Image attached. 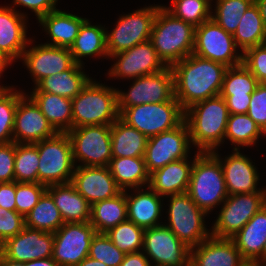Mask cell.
Instances as JSON below:
<instances>
[{"label":"cell","instance_id":"obj_1","mask_svg":"<svg viewBox=\"0 0 266 266\" xmlns=\"http://www.w3.org/2000/svg\"><path fill=\"white\" fill-rule=\"evenodd\" d=\"M227 68L195 54L171 66L174 94L181 107L186 110L196 102L220 95Z\"/></svg>","mask_w":266,"mask_h":266},{"label":"cell","instance_id":"obj_2","mask_svg":"<svg viewBox=\"0 0 266 266\" xmlns=\"http://www.w3.org/2000/svg\"><path fill=\"white\" fill-rule=\"evenodd\" d=\"M229 112L224 98L217 95L194 103L185 110L190 141L198 152H213L224 143Z\"/></svg>","mask_w":266,"mask_h":266},{"label":"cell","instance_id":"obj_3","mask_svg":"<svg viewBox=\"0 0 266 266\" xmlns=\"http://www.w3.org/2000/svg\"><path fill=\"white\" fill-rule=\"evenodd\" d=\"M195 27L174 17L164 5L155 16L150 41L167 67L193 54Z\"/></svg>","mask_w":266,"mask_h":266},{"label":"cell","instance_id":"obj_4","mask_svg":"<svg viewBox=\"0 0 266 266\" xmlns=\"http://www.w3.org/2000/svg\"><path fill=\"white\" fill-rule=\"evenodd\" d=\"M187 193L207 214L229 196L221 163L211 152L196 151Z\"/></svg>","mask_w":266,"mask_h":266},{"label":"cell","instance_id":"obj_5","mask_svg":"<svg viewBox=\"0 0 266 266\" xmlns=\"http://www.w3.org/2000/svg\"><path fill=\"white\" fill-rule=\"evenodd\" d=\"M119 118L117 90L93 80L72 99V128L112 125Z\"/></svg>","mask_w":266,"mask_h":266},{"label":"cell","instance_id":"obj_6","mask_svg":"<svg viewBox=\"0 0 266 266\" xmlns=\"http://www.w3.org/2000/svg\"><path fill=\"white\" fill-rule=\"evenodd\" d=\"M167 205L168 223H163L190 249L211 236L206 228L205 217L208 215L200 209L187 192L169 195Z\"/></svg>","mask_w":266,"mask_h":266},{"label":"cell","instance_id":"obj_7","mask_svg":"<svg viewBox=\"0 0 266 266\" xmlns=\"http://www.w3.org/2000/svg\"><path fill=\"white\" fill-rule=\"evenodd\" d=\"M119 117L147 138H151L179 126L184 121L185 110L177 100H169L122 108Z\"/></svg>","mask_w":266,"mask_h":266},{"label":"cell","instance_id":"obj_8","mask_svg":"<svg viewBox=\"0 0 266 266\" xmlns=\"http://www.w3.org/2000/svg\"><path fill=\"white\" fill-rule=\"evenodd\" d=\"M35 144L39 153L38 183L46 186L70 183L75 163L68 134L57 133Z\"/></svg>","mask_w":266,"mask_h":266},{"label":"cell","instance_id":"obj_9","mask_svg":"<svg viewBox=\"0 0 266 266\" xmlns=\"http://www.w3.org/2000/svg\"><path fill=\"white\" fill-rule=\"evenodd\" d=\"M161 6H146L119 16L114 29L106 31L108 58L150 40L153 22Z\"/></svg>","mask_w":266,"mask_h":266},{"label":"cell","instance_id":"obj_10","mask_svg":"<svg viewBox=\"0 0 266 266\" xmlns=\"http://www.w3.org/2000/svg\"><path fill=\"white\" fill-rule=\"evenodd\" d=\"M75 166H109L112 156L111 125H90L67 132ZM81 164L77 165L76 162Z\"/></svg>","mask_w":266,"mask_h":266},{"label":"cell","instance_id":"obj_11","mask_svg":"<svg viewBox=\"0 0 266 266\" xmlns=\"http://www.w3.org/2000/svg\"><path fill=\"white\" fill-rule=\"evenodd\" d=\"M264 205H266V192L229 195L222 203L210 229L211 235L216 238L231 239Z\"/></svg>","mask_w":266,"mask_h":266},{"label":"cell","instance_id":"obj_12","mask_svg":"<svg viewBox=\"0 0 266 266\" xmlns=\"http://www.w3.org/2000/svg\"><path fill=\"white\" fill-rule=\"evenodd\" d=\"M232 34L226 32L212 18L195 27L193 54L221 63L226 67L242 64V53Z\"/></svg>","mask_w":266,"mask_h":266},{"label":"cell","instance_id":"obj_13","mask_svg":"<svg viewBox=\"0 0 266 266\" xmlns=\"http://www.w3.org/2000/svg\"><path fill=\"white\" fill-rule=\"evenodd\" d=\"M127 92L117 90V109L129 108L145 103H162L176 100L174 77L171 67L159 72L138 77Z\"/></svg>","mask_w":266,"mask_h":266},{"label":"cell","instance_id":"obj_14","mask_svg":"<svg viewBox=\"0 0 266 266\" xmlns=\"http://www.w3.org/2000/svg\"><path fill=\"white\" fill-rule=\"evenodd\" d=\"M191 145L185 120L171 130L148 138L144 155L148 173L151 174L171 162L190 157Z\"/></svg>","mask_w":266,"mask_h":266},{"label":"cell","instance_id":"obj_15","mask_svg":"<svg viewBox=\"0 0 266 266\" xmlns=\"http://www.w3.org/2000/svg\"><path fill=\"white\" fill-rule=\"evenodd\" d=\"M97 232L90 222L64 223L54 234L52 258L59 266H76L88 255Z\"/></svg>","mask_w":266,"mask_h":266},{"label":"cell","instance_id":"obj_16","mask_svg":"<svg viewBox=\"0 0 266 266\" xmlns=\"http://www.w3.org/2000/svg\"><path fill=\"white\" fill-rule=\"evenodd\" d=\"M142 252L152 266H187L190 248L164 224L145 229Z\"/></svg>","mask_w":266,"mask_h":266},{"label":"cell","instance_id":"obj_17","mask_svg":"<svg viewBox=\"0 0 266 266\" xmlns=\"http://www.w3.org/2000/svg\"><path fill=\"white\" fill-rule=\"evenodd\" d=\"M115 60L108 71V77L116 79H136L167 68L159 58L157 51L150 40L137 44L131 49L111 55Z\"/></svg>","mask_w":266,"mask_h":266},{"label":"cell","instance_id":"obj_18","mask_svg":"<svg viewBox=\"0 0 266 266\" xmlns=\"http://www.w3.org/2000/svg\"><path fill=\"white\" fill-rule=\"evenodd\" d=\"M35 40L29 41L20 60L28 69L33 83L36 86L45 77L69 70L74 64L69 48L47 44L33 45Z\"/></svg>","mask_w":266,"mask_h":266},{"label":"cell","instance_id":"obj_19","mask_svg":"<svg viewBox=\"0 0 266 266\" xmlns=\"http://www.w3.org/2000/svg\"><path fill=\"white\" fill-rule=\"evenodd\" d=\"M54 234L24 227L17 235L0 245V253L16 262H28L52 257Z\"/></svg>","mask_w":266,"mask_h":266},{"label":"cell","instance_id":"obj_20","mask_svg":"<svg viewBox=\"0 0 266 266\" xmlns=\"http://www.w3.org/2000/svg\"><path fill=\"white\" fill-rule=\"evenodd\" d=\"M58 132L42 114L35 102L25 93L15 112L13 141L35 144L55 136Z\"/></svg>","mask_w":266,"mask_h":266},{"label":"cell","instance_id":"obj_21","mask_svg":"<svg viewBox=\"0 0 266 266\" xmlns=\"http://www.w3.org/2000/svg\"><path fill=\"white\" fill-rule=\"evenodd\" d=\"M221 163L228 195L240 193L266 192V188H259L260 175L251 158L242 154L240 150H233L232 154L222 159L218 150L211 152Z\"/></svg>","mask_w":266,"mask_h":266},{"label":"cell","instance_id":"obj_22","mask_svg":"<svg viewBox=\"0 0 266 266\" xmlns=\"http://www.w3.org/2000/svg\"><path fill=\"white\" fill-rule=\"evenodd\" d=\"M70 183L90 205L113 198L122 191L108 166H75Z\"/></svg>","mask_w":266,"mask_h":266},{"label":"cell","instance_id":"obj_23","mask_svg":"<svg viewBox=\"0 0 266 266\" xmlns=\"http://www.w3.org/2000/svg\"><path fill=\"white\" fill-rule=\"evenodd\" d=\"M258 84L256 77L243 63L227 68L220 95L226 102L229 114H247L252 93Z\"/></svg>","mask_w":266,"mask_h":266},{"label":"cell","instance_id":"obj_24","mask_svg":"<svg viewBox=\"0 0 266 266\" xmlns=\"http://www.w3.org/2000/svg\"><path fill=\"white\" fill-rule=\"evenodd\" d=\"M28 16L10 6H0V51L13 63L20 60L31 38L27 37Z\"/></svg>","mask_w":266,"mask_h":266},{"label":"cell","instance_id":"obj_25","mask_svg":"<svg viewBox=\"0 0 266 266\" xmlns=\"http://www.w3.org/2000/svg\"><path fill=\"white\" fill-rule=\"evenodd\" d=\"M245 259L232 239L212 235L190 249L191 266H241Z\"/></svg>","mask_w":266,"mask_h":266},{"label":"cell","instance_id":"obj_26","mask_svg":"<svg viewBox=\"0 0 266 266\" xmlns=\"http://www.w3.org/2000/svg\"><path fill=\"white\" fill-rule=\"evenodd\" d=\"M135 193H128V191ZM126 190L127 217L137 226L148 229L162 225L160 221L162 215V196L158 195L149 186ZM133 194V195H132Z\"/></svg>","mask_w":266,"mask_h":266},{"label":"cell","instance_id":"obj_27","mask_svg":"<svg viewBox=\"0 0 266 266\" xmlns=\"http://www.w3.org/2000/svg\"><path fill=\"white\" fill-rule=\"evenodd\" d=\"M180 159L150 174L149 187L162 198L187 192L194 158Z\"/></svg>","mask_w":266,"mask_h":266},{"label":"cell","instance_id":"obj_28","mask_svg":"<svg viewBox=\"0 0 266 266\" xmlns=\"http://www.w3.org/2000/svg\"><path fill=\"white\" fill-rule=\"evenodd\" d=\"M86 19L60 9L42 16L38 22L51 39V42L44 44L70 48Z\"/></svg>","mask_w":266,"mask_h":266},{"label":"cell","instance_id":"obj_29","mask_svg":"<svg viewBox=\"0 0 266 266\" xmlns=\"http://www.w3.org/2000/svg\"><path fill=\"white\" fill-rule=\"evenodd\" d=\"M231 239L245 260L263 262V250L266 241V205Z\"/></svg>","mask_w":266,"mask_h":266},{"label":"cell","instance_id":"obj_30","mask_svg":"<svg viewBox=\"0 0 266 266\" xmlns=\"http://www.w3.org/2000/svg\"><path fill=\"white\" fill-rule=\"evenodd\" d=\"M46 191L52 196L64 223L89 222L91 205L71 183L52 184Z\"/></svg>","mask_w":266,"mask_h":266},{"label":"cell","instance_id":"obj_31","mask_svg":"<svg viewBox=\"0 0 266 266\" xmlns=\"http://www.w3.org/2000/svg\"><path fill=\"white\" fill-rule=\"evenodd\" d=\"M83 69V65L75 63L69 70L42 79L32 92H47L73 99L92 79Z\"/></svg>","mask_w":266,"mask_h":266},{"label":"cell","instance_id":"obj_32","mask_svg":"<svg viewBox=\"0 0 266 266\" xmlns=\"http://www.w3.org/2000/svg\"><path fill=\"white\" fill-rule=\"evenodd\" d=\"M107 28L102 25H93L86 19L80 27L79 33L69 48L74 62L84 65V57H104L108 58L106 47ZM82 58V59H81Z\"/></svg>","mask_w":266,"mask_h":266},{"label":"cell","instance_id":"obj_33","mask_svg":"<svg viewBox=\"0 0 266 266\" xmlns=\"http://www.w3.org/2000/svg\"><path fill=\"white\" fill-rule=\"evenodd\" d=\"M58 133L72 129V99L47 92L27 94Z\"/></svg>","mask_w":266,"mask_h":266},{"label":"cell","instance_id":"obj_34","mask_svg":"<svg viewBox=\"0 0 266 266\" xmlns=\"http://www.w3.org/2000/svg\"><path fill=\"white\" fill-rule=\"evenodd\" d=\"M108 167L122 191L146 188L149 185L150 174L144 157H112Z\"/></svg>","mask_w":266,"mask_h":266},{"label":"cell","instance_id":"obj_35","mask_svg":"<svg viewBox=\"0 0 266 266\" xmlns=\"http://www.w3.org/2000/svg\"><path fill=\"white\" fill-rule=\"evenodd\" d=\"M128 220L126 190L115 197L91 205L89 222L97 233H106Z\"/></svg>","mask_w":266,"mask_h":266},{"label":"cell","instance_id":"obj_36","mask_svg":"<svg viewBox=\"0 0 266 266\" xmlns=\"http://www.w3.org/2000/svg\"><path fill=\"white\" fill-rule=\"evenodd\" d=\"M148 138L120 117L111 125L113 157H144Z\"/></svg>","mask_w":266,"mask_h":266},{"label":"cell","instance_id":"obj_37","mask_svg":"<svg viewBox=\"0 0 266 266\" xmlns=\"http://www.w3.org/2000/svg\"><path fill=\"white\" fill-rule=\"evenodd\" d=\"M233 38L242 54L249 48L266 43V27L255 2L241 16Z\"/></svg>","mask_w":266,"mask_h":266},{"label":"cell","instance_id":"obj_38","mask_svg":"<svg viewBox=\"0 0 266 266\" xmlns=\"http://www.w3.org/2000/svg\"><path fill=\"white\" fill-rule=\"evenodd\" d=\"M63 224L64 221L60 211L47 191L43 193L38 203L25 216L26 227L45 232L55 233Z\"/></svg>","mask_w":266,"mask_h":266},{"label":"cell","instance_id":"obj_39","mask_svg":"<svg viewBox=\"0 0 266 266\" xmlns=\"http://www.w3.org/2000/svg\"><path fill=\"white\" fill-rule=\"evenodd\" d=\"M261 136L266 135L248 114H229L224 142L226 139L230 141L233 150H240V146H254Z\"/></svg>","mask_w":266,"mask_h":266},{"label":"cell","instance_id":"obj_40","mask_svg":"<svg viewBox=\"0 0 266 266\" xmlns=\"http://www.w3.org/2000/svg\"><path fill=\"white\" fill-rule=\"evenodd\" d=\"M39 153L36 144L15 143L14 176L19 183H38Z\"/></svg>","mask_w":266,"mask_h":266},{"label":"cell","instance_id":"obj_41","mask_svg":"<svg viewBox=\"0 0 266 266\" xmlns=\"http://www.w3.org/2000/svg\"><path fill=\"white\" fill-rule=\"evenodd\" d=\"M211 2L212 0H171V6L164 8L174 17L198 27L211 19Z\"/></svg>","mask_w":266,"mask_h":266},{"label":"cell","instance_id":"obj_42","mask_svg":"<svg viewBox=\"0 0 266 266\" xmlns=\"http://www.w3.org/2000/svg\"><path fill=\"white\" fill-rule=\"evenodd\" d=\"M254 0H216L211 18L229 34H234L241 16L246 12ZM214 13V14H213Z\"/></svg>","mask_w":266,"mask_h":266},{"label":"cell","instance_id":"obj_43","mask_svg":"<svg viewBox=\"0 0 266 266\" xmlns=\"http://www.w3.org/2000/svg\"><path fill=\"white\" fill-rule=\"evenodd\" d=\"M144 231L134 222L126 220L111 228L106 235L120 251L129 254L142 251Z\"/></svg>","mask_w":266,"mask_h":266},{"label":"cell","instance_id":"obj_44","mask_svg":"<svg viewBox=\"0 0 266 266\" xmlns=\"http://www.w3.org/2000/svg\"><path fill=\"white\" fill-rule=\"evenodd\" d=\"M14 86L8 87L0 95V144L13 141V128L18 100L25 94L16 90Z\"/></svg>","mask_w":266,"mask_h":266},{"label":"cell","instance_id":"obj_45","mask_svg":"<svg viewBox=\"0 0 266 266\" xmlns=\"http://www.w3.org/2000/svg\"><path fill=\"white\" fill-rule=\"evenodd\" d=\"M125 253L120 251L106 233H96L92 238L89 257L107 266H120Z\"/></svg>","mask_w":266,"mask_h":266},{"label":"cell","instance_id":"obj_46","mask_svg":"<svg viewBox=\"0 0 266 266\" xmlns=\"http://www.w3.org/2000/svg\"><path fill=\"white\" fill-rule=\"evenodd\" d=\"M46 189L47 186L41 183L16 182V211L25 217L38 203Z\"/></svg>","mask_w":266,"mask_h":266},{"label":"cell","instance_id":"obj_47","mask_svg":"<svg viewBox=\"0 0 266 266\" xmlns=\"http://www.w3.org/2000/svg\"><path fill=\"white\" fill-rule=\"evenodd\" d=\"M242 63L261 83L266 78V43L247 49Z\"/></svg>","mask_w":266,"mask_h":266},{"label":"cell","instance_id":"obj_48","mask_svg":"<svg viewBox=\"0 0 266 266\" xmlns=\"http://www.w3.org/2000/svg\"><path fill=\"white\" fill-rule=\"evenodd\" d=\"M25 227V217L17 211L0 207V245L19 234Z\"/></svg>","mask_w":266,"mask_h":266},{"label":"cell","instance_id":"obj_49","mask_svg":"<svg viewBox=\"0 0 266 266\" xmlns=\"http://www.w3.org/2000/svg\"><path fill=\"white\" fill-rule=\"evenodd\" d=\"M247 114L266 135V88L260 83L252 93Z\"/></svg>","mask_w":266,"mask_h":266},{"label":"cell","instance_id":"obj_50","mask_svg":"<svg viewBox=\"0 0 266 266\" xmlns=\"http://www.w3.org/2000/svg\"><path fill=\"white\" fill-rule=\"evenodd\" d=\"M15 142L0 144V183L15 181Z\"/></svg>","mask_w":266,"mask_h":266},{"label":"cell","instance_id":"obj_51","mask_svg":"<svg viewBox=\"0 0 266 266\" xmlns=\"http://www.w3.org/2000/svg\"><path fill=\"white\" fill-rule=\"evenodd\" d=\"M12 2L13 5L11 4L10 7L13 9L19 6L25 7L34 12L37 20H39L42 16L57 9L56 3H58V0H13Z\"/></svg>","mask_w":266,"mask_h":266},{"label":"cell","instance_id":"obj_52","mask_svg":"<svg viewBox=\"0 0 266 266\" xmlns=\"http://www.w3.org/2000/svg\"><path fill=\"white\" fill-rule=\"evenodd\" d=\"M16 181L0 183V207L16 211Z\"/></svg>","mask_w":266,"mask_h":266},{"label":"cell","instance_id":"obj_53","mask_svg":"<svg viewBox=\"0 0 266 266\" xmlns=\"http://www.w3.org/2000/svg\"><path fill=\"white\" fill-rule=\"evenodd\" d=\"M120 266H152L145 254L140 251L126 254Z\"/></svg>","mask_w":266,"mask_h":266},{"label":"cell","instance_id":"obj_54","mask_svg":"<svg viewBox=\"0 0 266 266\" xmlns=\"http://www.w3.org/2000/svg\"><path fill=\"white\" fill-rule=\"evenodd\" d=\"M28 266H59L52 257L28 261Z\"/></svg>","mask_w":266,"mask_h":266},{"label":"cell","instance_id":"obj_55","mask_svg":"<svg viewBox=\"0 0 266 266\" xmlns=\"http://www.w3.org/2000/svg\"><path fill=\"white\" fill-rule=\"evenodd\" d=\"M0 266H28V262H16L5 258L0 253Z\"/></svg>","mask_w":266,"mask_h":266},{"label":"cell","instance_id":"obj_56","mask_svg":"<svg viewBox=\"0 0 266 266\" xmlns=\"http://www.w3.org/2000/svg\"><path fill=\"white\" fill-rule=\"evenodd\" d=\"M254 2L259 9L260 16L262 17L263 23L266 27V0H254Z\"/></svg>","mask_w":266,"mask_h":266},{"label":"cell","instance_id":"obj_57","mask_svg":"<svg viewBox=\"0 0 266 266\" xmlns=\"http://www.w3.org/2000/svg\"><path fill=\"white\" fill-rule=\"evenodd\" d=\"M12 64L13 63L0 51V78L5 72V69L7 70V67Z\"/></svg>","mask_w":266,"mask_h":266},{"label":"cell","instance_id":"obj_58","mask_svg":"<svg viewBox=\"0 0 266 266\" xmlns=\"http://www.w3.org/2000/svg\"><path fill=\"white\" fill-rule=\"evenodd\" d=\"M76 266H107L104 263L94 260L92 258H90L89 256H87L82 262H80L78 265Z\"/></svg>","mask_w":266,"mask_h":266},{"label":"cell","instance_id":"obj_59","mask_svg":"<svg viewBox=\"0 0 266 266\" xmlns=\"http://www.w3.org/2000/svg\"><path fill=\"white\" fill-rule=\"evenodd\" d=\"M241 266H266V264L259 260H245Z\"/></svg>","mask_w":266,"mask_h":266},{"label":"cell","instance_id":"obj_60","mask_svg":"<svg viewBox=\"0 0 266 266\" xmlns=\"http://www.w3.org/2000/svg\"><path fill=\"white\" fill-rule=\"evenodd\" d=\"M263 262L266 264V241H265L264 250H263Z\"/></svg>","mask_w":266,"mask_h":266},{"label":"cell","instance_id":"obj_61","mask_svg":"<svg viewBox=\"0 0 266 266\" xmlns=\"http://www.w3.org/2000/svg\"><path fill=\"white\" fill-rule=\"evenodd\" d=\"M8 87H11V86H4V85H0V95L8 88Z\"/></svg>","mask_w":266,"mask_h":266},{"label":"cell","instance_id":"obj_62","mask_svg":"<svg viewBox=\"0 0 266 266\" xmlns=\"http://www.w3.org/2000/svg\"><path fill=\"white\" fill-rule=\"evenodd\" d=\"M266 88V78L260 83Z\"/></svg>","mask_w":266,"mask_h":266}]
</instances>
